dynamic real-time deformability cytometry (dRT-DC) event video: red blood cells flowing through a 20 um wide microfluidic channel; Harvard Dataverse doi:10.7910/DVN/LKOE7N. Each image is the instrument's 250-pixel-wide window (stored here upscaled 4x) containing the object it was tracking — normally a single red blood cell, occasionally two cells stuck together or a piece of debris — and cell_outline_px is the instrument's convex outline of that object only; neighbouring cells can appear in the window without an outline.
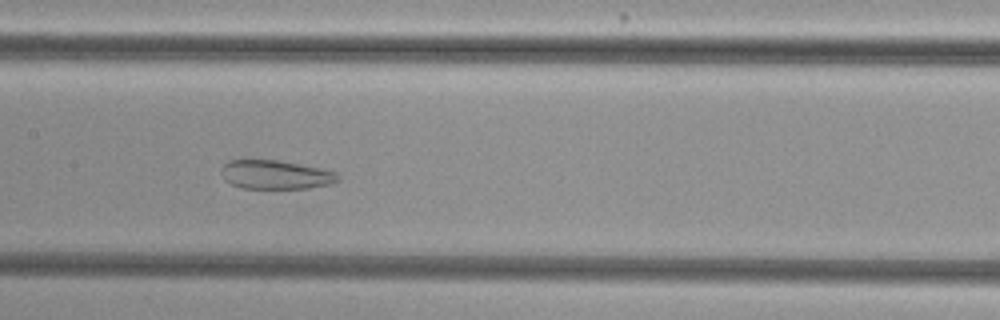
{"species": "common noctule bat (a hibernating species)", "species_latin": "Nyctalus noctula", "temperature_condition": "cold", "stored_images_in_passage": 38, "camera_frame_rate_fps": 3000, "um_per_image_px": 0.085, "animal": {"sex": "female", "body_mass_g": 29.2, "forearm_length_mm": 56.3}, "frame": {"image": 1, "passage_image": 13, "time_ms": 4.0, "image_size_px": [1000, 320], "cell_outline_px": [[340, 180], [328, 184], [308, 188], [244, 188], [232, 184], [224, 180], [220, 172], [224, 164], [228, 160], [280, 160], [320, 168], [336, 172], [340, 176]], "centroid_in_image_um": [23.42, 14.84], "position_along_channel_um": 184.0, "area_um2": 19.59}}
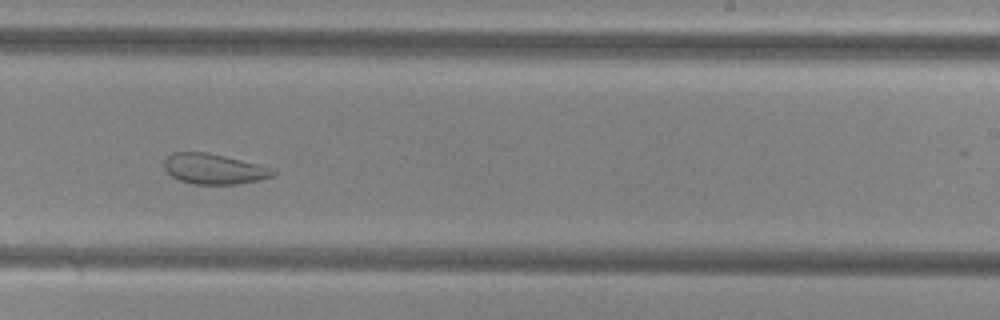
{"frame": {"image": 2, "passage_image": 20, "time_ms": 6.333, "image_size_px": [1000, 320], "cell_outline_px": [[276, 172], [272, 176], [260, 180], [236, 184], [192, 184], [180, 180], [172, 176], [164, 168], [164, 160], [172, 152], [208, 152], [276, 168]], "centroid_in_image_um": [18.21, 14.35], "position_along_channel_um": 270.8, "area_um2": 19.36}}
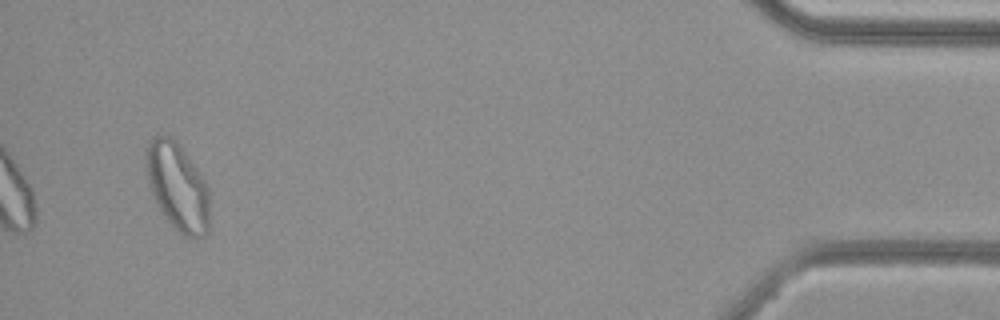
{"frame": {"image": 3, "passage_image": 38, "time_ms": 12.333, "image_size_px": [1000, 320], "cell_outline_px": [[208, 232], [204, 236], [184, 236], [164, 216], [156, 204], [152, 196], [148, 184], [144, 164], [144, 152], [148, 140], [152, 136], [172, 136], [180, 144], [204, 180], [208, 188]], "centroid_in_image_um": [15.03, 15.8], "position_along_channel_um": 420.2, "area_um2": 32.6}, "authors_computed_cell_mechanics": {"area_um2": 22.7732, "velocity_mm_per_s": 3.7332, "shape_relaxation_time_tau1_ms": null, "shape_relaxation_time_tau2_ms": 1.8437, "deformation_change_tau1": null, "deformation_change_tau2": 0.0806}}